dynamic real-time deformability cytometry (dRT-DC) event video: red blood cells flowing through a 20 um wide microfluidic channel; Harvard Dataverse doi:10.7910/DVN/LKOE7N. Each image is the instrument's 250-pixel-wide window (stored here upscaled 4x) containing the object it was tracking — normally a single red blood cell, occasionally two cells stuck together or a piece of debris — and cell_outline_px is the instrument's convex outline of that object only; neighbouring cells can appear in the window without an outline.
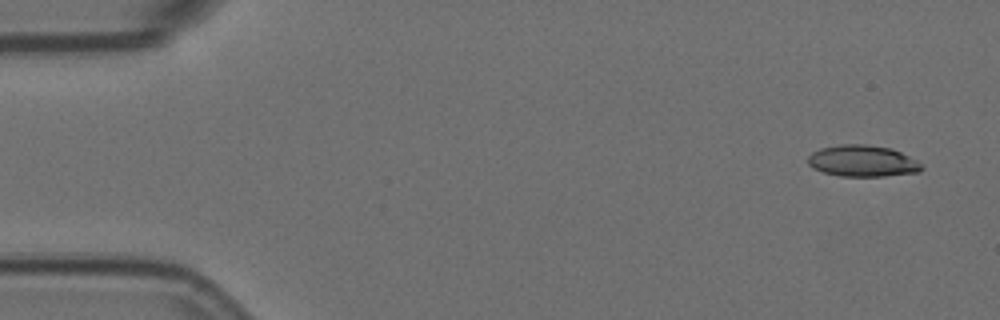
{"species": "Egyptian fruit bat (a non-hibernating species)", "species_latin": "Rousettus aegyptiacus", "temperature_condition": "room temperature", "stored_images_in_passage": 6, "camera_frame_rate_fps": 3000, "um_per_image_px": 0.085, "animal": {"sex": "female"}, "frame": {"image": 1, "passage_image": 1, "time_ms": 0.0, "image_size_px": [1000, 320], "cell_outline_px": [[924, 168], [920, 172], [884, 176], [840, 176], [824, 172], [812, 168], [808, 164], [808, 156], [812, 152], [820, 148], [840, 144], [864, 144], [892, 148], [924, 164]], "centroid_in_image_um": [73.33, 13.68], "position_along_channel_um": 11.7, "area_um2": 20.98}}
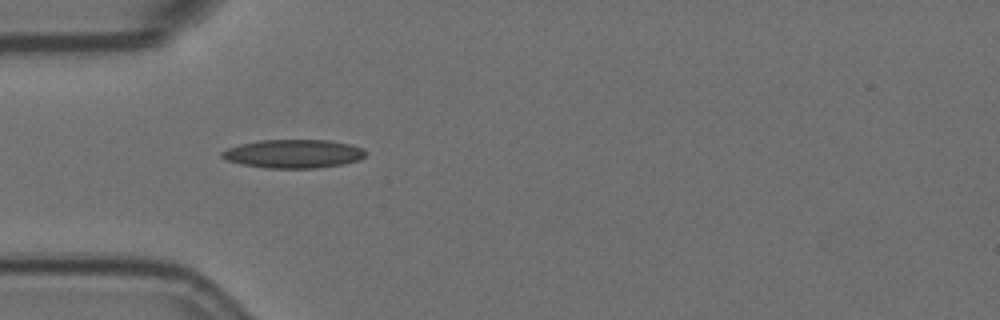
{"frame": {"image": 2, "passage_image": 5, "time_ms": 1.333, "image_size_px": [1000, 320], "cell_outline_px": [[364, 156], [360, 160], [344, 164], [316, 168], [268, 168], [240, 164], [228, 160], [220, 156], [220, 152], [228, 148], [240, 144], [260, 140], [328, 140], [348, 144], [364, 148]], "centroid_in_image_um": [24.93, 13.07], "position_along_channel_um": 60.1, "area_um2": 23.87}}
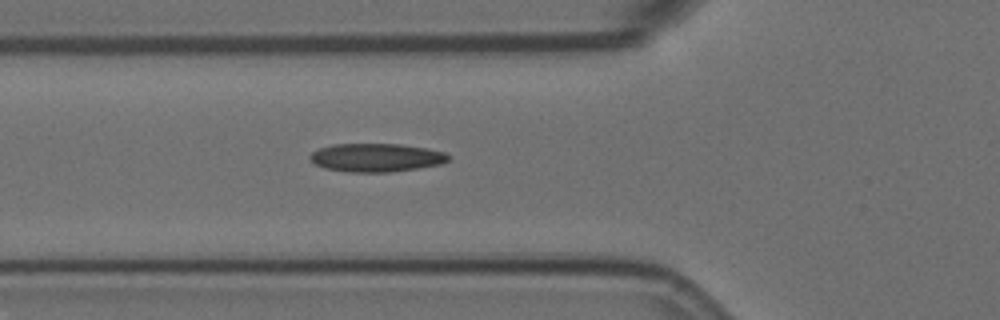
{"frame": {"image": 3, "passage_image": 6, "time_ms": 1.667, "image_size_px": [1000, 320], "cell_outline_px": [[452, 156], [448, 160], [440, 164], [416, 168], [388, 172], [348, 172], [324, 168], [316, 164], [308, 156], [312, 152], [320, 148], [332, 144], [400, 144], [428, 148], [444, 152]], "centroid_in_image_um": [31.98, 13.39], "position_along_channel_um": 93.8, "area_um2": 22.83}}